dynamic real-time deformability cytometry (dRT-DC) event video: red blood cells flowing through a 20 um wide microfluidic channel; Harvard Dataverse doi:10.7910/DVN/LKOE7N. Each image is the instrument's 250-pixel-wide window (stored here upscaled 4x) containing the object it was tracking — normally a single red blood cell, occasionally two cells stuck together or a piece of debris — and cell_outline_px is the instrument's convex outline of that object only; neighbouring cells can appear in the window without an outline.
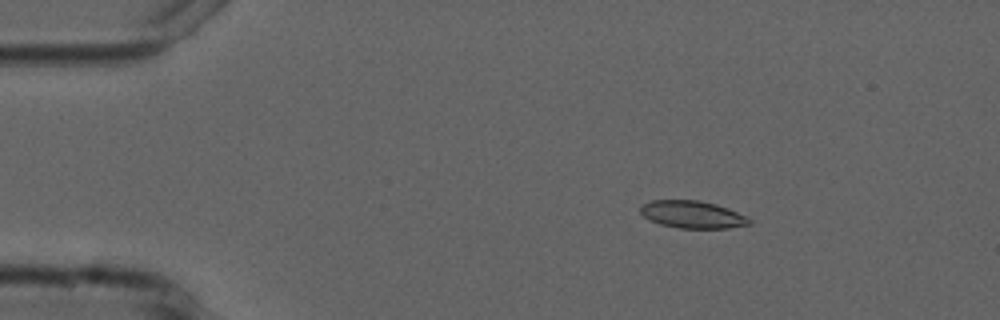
{"species": "common noctule bat (a hibernating species)", "species_latin": "Nyctalus noctula", "temperature_condition": "cold", "stored_images_in_passage": 4, "camera_frame_rate_fps": 3000, "um_per_image_px": 0.085, "animal": {"sex": "male", "forearm_length_mm": 52.5}, "frame": {"image": 1, "passage_image": 2, "time_ms": 2.0, "image_size_px": [1000, 320], "cell_outline_px": [[752, 224], [728, 228], [680, 228], [660, 224], [648, 220], [640, 212], [640, 208], [644, 204], [652, 200], [700, 200], [716, 204], [728, 208], [748, 216], [752, 220]], "centroid_in_image_um": [58.89, 18.23], "position_along_channel_um": 26.1, "area_um2": 17.51}}